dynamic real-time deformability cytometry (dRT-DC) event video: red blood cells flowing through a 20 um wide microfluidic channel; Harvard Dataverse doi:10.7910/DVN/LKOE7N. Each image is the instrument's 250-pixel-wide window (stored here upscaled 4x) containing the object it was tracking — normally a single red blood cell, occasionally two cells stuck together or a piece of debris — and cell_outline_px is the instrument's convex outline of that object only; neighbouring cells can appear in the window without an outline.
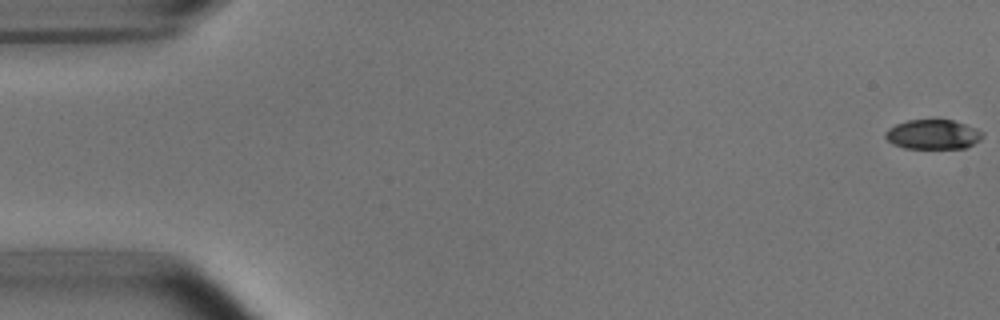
{"species": "common noctule bat (a hibernating species)", "species_latin": "Nyctalus noctula", "temperature_condition": "room temperature", "stored_images_in_passage": 6, "camera_frame_rate_fps": 3000, "um_per_image_px": 0.085, "animal": {"sex": "male", "body_mass_g": 15.6}, "frame": {"image": 1, "passage_image": 1, "time_ms": 0.0, "image_size_px": [1000, 320], "cell_outline_px": [[984, 136], [980, 140], [964, 148], [904, 148], [892, 144], [884, 136], [884, 132], [888, 128], [896, 124], [908, 120], [952, 120], [976, 128], [984, 132]], "centroid_in_image_um": [79.29, 11.43], "position_along_channel_um": 5.7, "area_um2": 16.76}}